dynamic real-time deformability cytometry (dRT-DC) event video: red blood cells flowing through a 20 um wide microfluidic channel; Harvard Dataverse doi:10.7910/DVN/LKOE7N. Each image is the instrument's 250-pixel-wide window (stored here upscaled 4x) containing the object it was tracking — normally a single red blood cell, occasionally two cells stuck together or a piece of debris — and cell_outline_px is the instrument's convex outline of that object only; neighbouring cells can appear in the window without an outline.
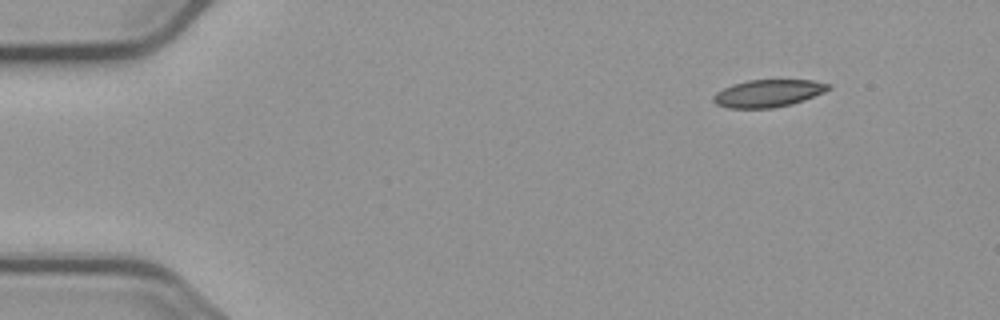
{"species": "common noctule bat (a hibernating species)", "species_latin": "Nyctalus noctula", "temperature_condition": "cold", "stored_images_in_passage": 4, "segment_of_instrument_passage": [1, 2], "camera_frame_rate_fps": 3000, "um_per_image_px": 0.085, "animal": {"sex": "male", "body_mass_g": 23.1, "forearm_length_mm": 52.7}, "frame": {"image": 1, "passage_image": 1, "time_ms": 0.0, "image_size_px": [1000, 320], "cell_outline_px": [[832, 88], [824, 92], [804, 100], [792, 104], [772, 108], [728, 108], [716, 104], [712, 100], [712, 96], [716, 92], [732, 84], [748, 80], [812, 80], [832, 84]], "centroid_in_image_um": [65.3, 7.93], "position_along_channel_um": 19.7, "area_um2": 18.5}}
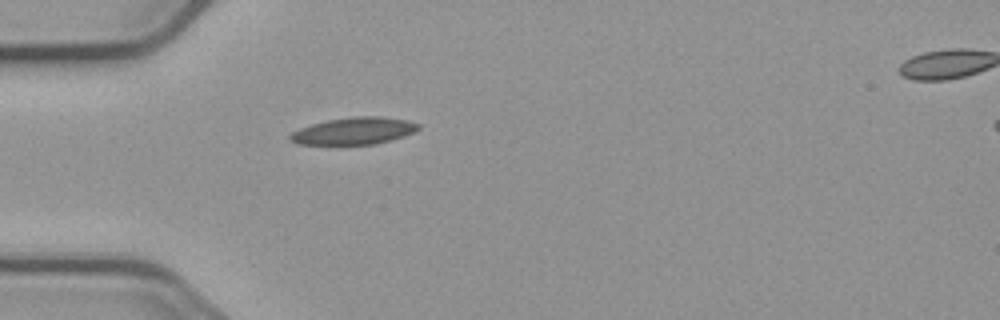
{"frame": {"image": 2, "passage_image": 3, "time_ms": 3.333, "image_size_px": [1000, 320], "cell_outline_px": [[420, 128], [404, 136], [376, 144], [296, 144], [288, 140], [288, 136], [292, 132], [300, 128], [312, 124], [328, 120], [352, 116], [384, 116], [408, 120], [420, 124]], "centroid_in_image_um": [30.08, 11.12], "position_along_channel_um": 54.9, "area_um2": 20.29}}